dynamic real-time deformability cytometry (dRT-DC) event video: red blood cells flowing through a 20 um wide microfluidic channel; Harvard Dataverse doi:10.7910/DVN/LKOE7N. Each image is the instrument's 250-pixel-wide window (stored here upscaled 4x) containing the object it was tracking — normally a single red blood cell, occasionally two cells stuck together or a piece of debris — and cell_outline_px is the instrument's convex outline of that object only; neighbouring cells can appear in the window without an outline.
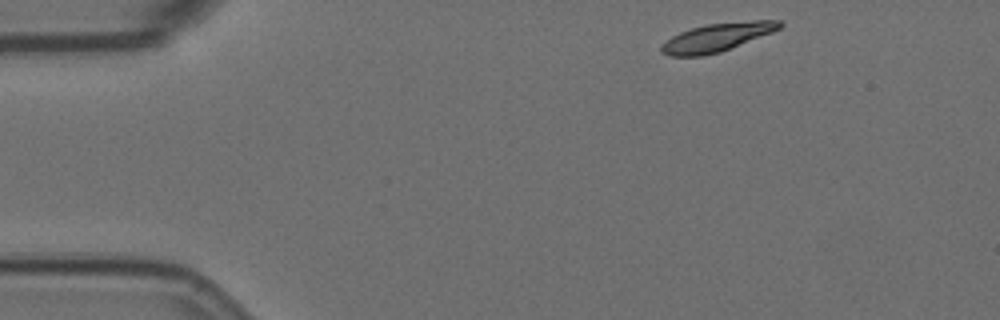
{"species": "Egyptian fruit bat (a non-hibernating species)", "species_latin": "Rousettus aegyptiacus", "temperature_condition": "room temperature", "stored_images_in_passage": 51, "camera_frame_rate_fps": 3000, "um_per_image_px": 0.085, "animal": {"sex": "female"}, "frame": {"image": 1, "passage_image": 1, "time_ms": 0.0, "image_size_px": [1000, 320], "cell_outline_px": [[784, 24], [780, 28], [772, 32], [720, 52], [700, 56], [668, 56], [660, 52], [660, 48], [672, 36], [680, 32], [692, 28], [708, 24], [752, 20], [780, 20]], "centroid_in_image_um": [60.95, 3.17], "position_along_channel_um": 24.0, "area_um2": 19.25}}
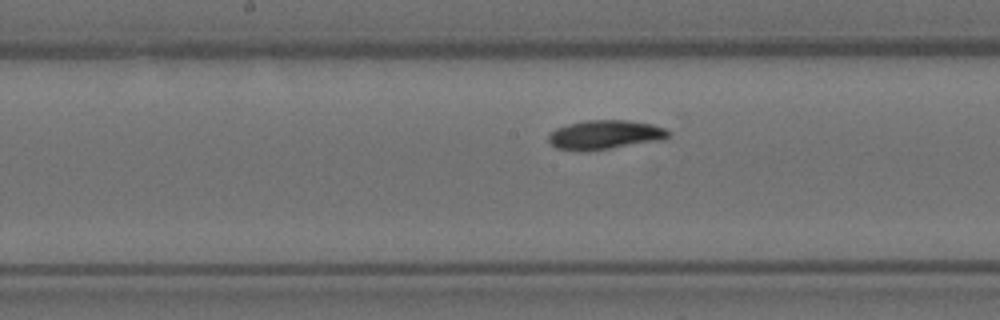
{"frame": {"image": 2, "passage_image": 22, "time_ms": 7.0, "image_size_px": [1000, 320], "cell_outline_px": [[672, 136], [664, 140], [608, 148], [556, 148], [548, 140], [548, 136], [556, 128], [568, 124], [584, 120], [628, 120], [652, 124], [668, 128], [672, 132]], "centroid_in_image_um": [51.56, 11.4], "position_along_channel_um": 196.6, "area_um2": 19.88}}
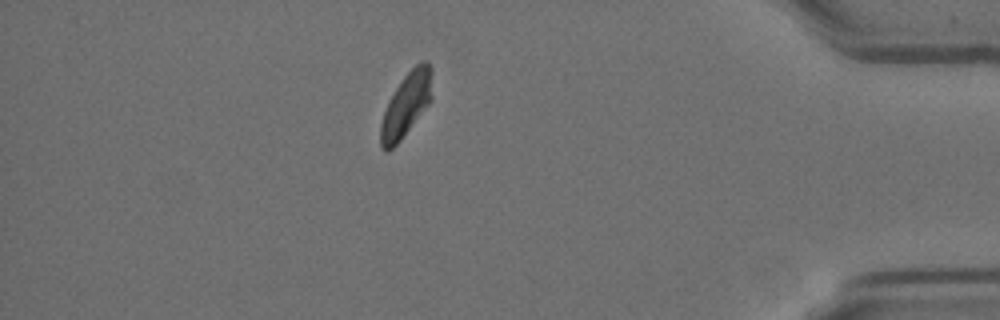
{"frame": {"image": 3, "passage_image": 43, "time_ms": 14.0, "image_size_px": [1000, 320], "cell_outline_px": [[432, 100], [400, 140], [388, 152], [384, 152], [380, 148], [380, 124], [388, 100], [404, 76], [420, 60], [428, 60], [432, 68]], "centroid_in_image_um": [34.53, 8.88], "position_along_channel_um": 400.7, "area_um2": 19.31}}